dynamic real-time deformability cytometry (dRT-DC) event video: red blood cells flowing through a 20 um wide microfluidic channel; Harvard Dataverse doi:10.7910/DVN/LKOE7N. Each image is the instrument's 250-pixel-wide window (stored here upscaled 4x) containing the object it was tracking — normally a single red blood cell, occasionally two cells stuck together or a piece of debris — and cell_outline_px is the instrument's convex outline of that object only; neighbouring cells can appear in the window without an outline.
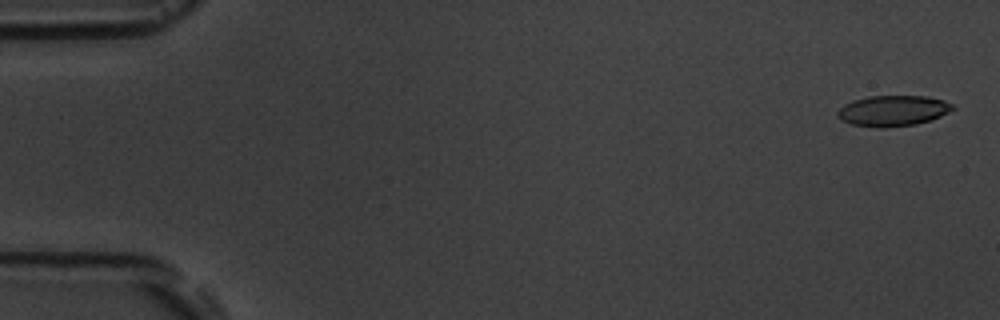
{"species": "common noctule bat (a hibernating species)", "species_latin": "Nyctalus noctula", "temperature_condition": "room temperature", "stored_images_in_passage": 5, "camera_frame_rate_fps": 3000, "um_per_image_px": 0.085, "animal": {"sex": "male", "body_mass_g": 19.5, "forearm_length_mm": 54.6}, "frame": {"image": 1, "passage_image": 1, "time_ms": 0.0, "image_size_px": [1000, 320], "cell_outline_px": [[956, 108], [940, 116], [916, 124], [884, 128], [852, 124], [840, 120], [836, 116], [836, 112], [844, 104], [852, 100], [868, 96], [928, 96], [944, 100], [952, 104]], "centroid_in_image_um": [75.87, 9.4], "position_along_channel_um": 9.1, "area_um2": 20.63}}
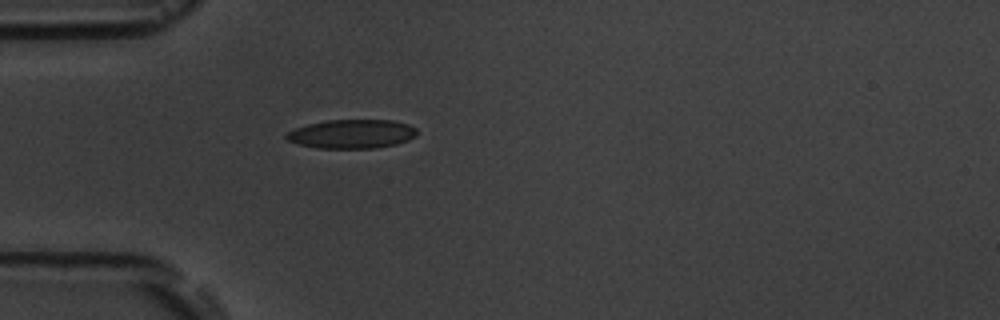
{"frame": {"image": 2, "passage_image": 5, "time_ms": 5.0, "image_size_px": [1000, 320], "cell_outline_px": [[416, 136], [408, 140], [396, 144], [376, 148], [316, 148], [300, 144], [288, 140], [284, 136], [288, 132], [296, 128], [308, 124], [324, 120], [392, 120], [408, 124], [416, 128]], "centroid_in_image_um": [29.92, 11.38], "position_along_channel_um": 55.1, "area_um2": 21.96}}